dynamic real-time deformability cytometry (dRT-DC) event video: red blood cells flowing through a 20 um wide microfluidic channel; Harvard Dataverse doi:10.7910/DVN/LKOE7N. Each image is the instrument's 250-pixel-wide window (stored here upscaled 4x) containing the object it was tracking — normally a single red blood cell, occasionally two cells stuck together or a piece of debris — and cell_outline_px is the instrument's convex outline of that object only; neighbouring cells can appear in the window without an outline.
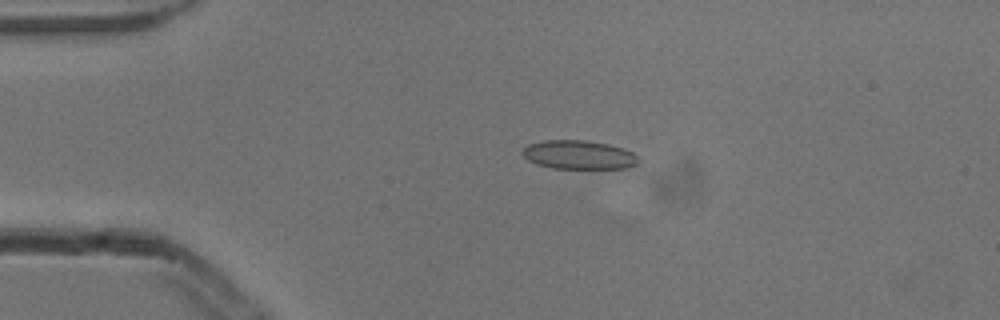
{"species": "common noctule bat (a hibernating species)", "species_latin": "Nyctalus noctula", "temperature_condition": "cold", "stored_images_in_passage": 5, "camera_frame_rate_fps": 3000, "um_per_image_px": 0.085, "animal": {"sex": "male", "body_mass_g": 13.3}, "frame": {"image": 1, "passage_image": 4, "time_ms": 1.0, "image_size_px": [1000, 320], "cell_outline_px": [[640, 160], [636, 164], [628, 168], [552, 168], [536, 164], [528, 160], [520, 152], [528, 144], [544, 140], [584, 140], [608, 144], [624, 148], [632, 152]], "centroid_in_image_um": [49.18, 13.15], "position_along_channel_um": 35.8, "area_um2": 19.48}}